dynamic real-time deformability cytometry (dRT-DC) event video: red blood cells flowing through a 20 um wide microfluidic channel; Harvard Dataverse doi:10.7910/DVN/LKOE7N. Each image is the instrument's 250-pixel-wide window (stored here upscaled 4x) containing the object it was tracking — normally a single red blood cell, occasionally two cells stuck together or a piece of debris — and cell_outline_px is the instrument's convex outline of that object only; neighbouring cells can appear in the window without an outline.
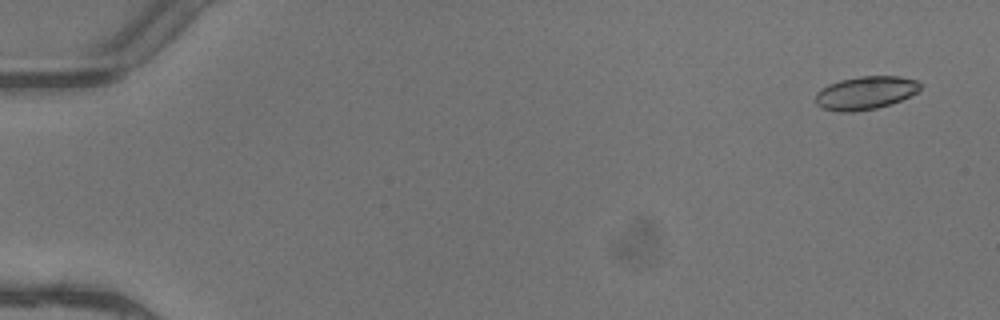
{"species": "common noctule bat (a hibernating species)", "species_latin": "Nyctalus noctula", "temperature_condition": "warm", "stored_images_in_passage": 4, "camera_frame_rate_fps": 3000, "um_per_image_px": 0.085, "animal": {"sex": "female"}, "frame": {"image": 1, "passage_image": 1, "time_ms": 0.0, "image_size_px": [1000, 320], "cell_outline_px": [[920, 88], [916, 92], [900, 100], [876, 108], [852, 112], [840, 112], [820, 108], [816, 104], [816, 92], [820, 88], [828, 84], [840, 80], [860, 76], [900, 76], [916, 80], [920, 84]], "centroid_in_image_um": [73.5, 7.89], "position_along_channel_um": 11.5, "area_um2": 20.17}}
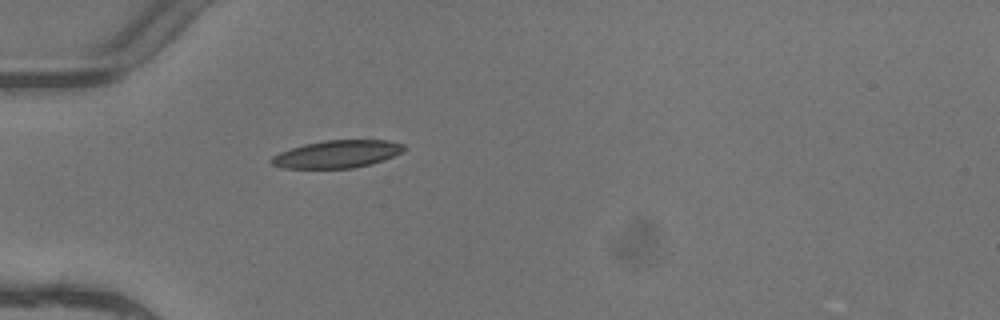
{"frame": {"image": 2, "passage_image": 4, "time_ms": 1.0, "image_size_px": [1000, 320], "cell_outline_px": [[404, 152], [372, 164], [352, 168], [284, 168], [272, 164], [268, 160], [272, 156], [280, 152], [304, 144], [324, 140], [388, 140], [404, 144]], "centroid_in_image_um": [28.66, 13.09], "position_along_channel_um": 56.3, "area_um2": 21.33}}